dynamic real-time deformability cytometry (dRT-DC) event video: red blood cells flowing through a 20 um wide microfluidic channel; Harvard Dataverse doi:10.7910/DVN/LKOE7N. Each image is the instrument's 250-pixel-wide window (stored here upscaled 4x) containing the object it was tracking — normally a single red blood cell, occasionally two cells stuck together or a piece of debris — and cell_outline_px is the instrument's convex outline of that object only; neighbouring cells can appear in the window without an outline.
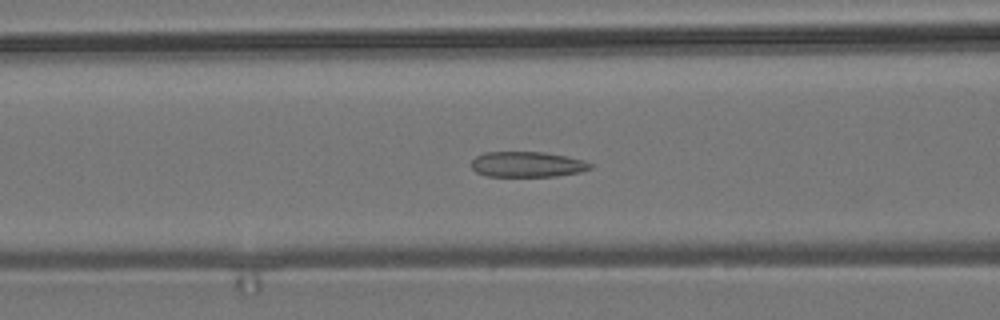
{"species": "common noctule bat (a hibernating species)", "species_latin": "Nyctalus noctula", "temperature_condition": "room temperature", "stored_images_in_passage": 46, "camera_frame_rate_fps": 3000, "um_per_image_px": 0.085, "animal": {"sex": "male", "body_mass_g": 19.2, "forearm_length_mm": 51.8}, "frame": {"image": 1, "passage_image": 19, "time_ms": 6.0, "image_size_px": [1000, 320], "cell_outline_px": [[592, 168], [580, 172], [556, 176], [488, 176], [476, 172], [472, 168], [472, 160], [476, 156], [484, 152], [544, 152], [568, 156], [584, 160], [592, 164]], "centroid_in_image_um": [44.83, 13.96], "position_along_channel_um": 121.8, "area_um2": 17.69}}
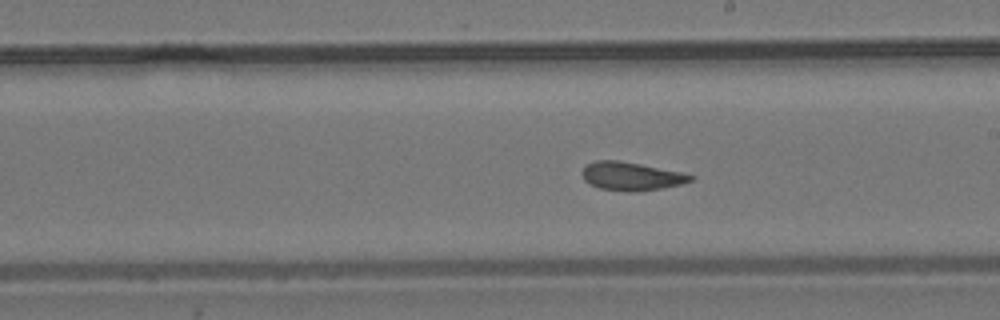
{"frame": {"image": 2, "passage_image": 28, "time_ms": 9.0, "image_size_px": [1000, 320], "cell_outline_px": [[696, 176], [692, 180], [680, 184], [660, 188], [636, 192], [628, 192], [600, 188], [588, 184], [584, 180], [580, 172], [584, 164], [596, 160], [616, 160], [640, 164], [684, 172]], "centroid_in_image_um": [53.61, 14.97], "position_along_channel_um": 235.4, "area_um2": 18.15}}
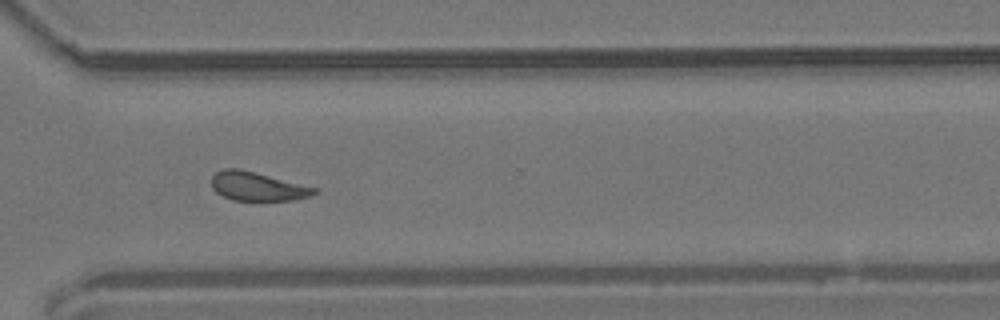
{"frame": {"image": 3, "passage_image": 37, "time_ms": 12.0, "image_size_px": [1000, 320], "cell_outline_px": [[320, 192], [312, 196], [292, 200], [232, 200], [216, 192], [212, 188], [212, 176], [216, 172], [224, 168], [240, 168], [320, 188]], "centroid_in_image_um": [21.95, 15.83], "position_along_channel_um": 348.7, "area_um2": 17.51}, "authors_computed_cell_mechanics": {"area_um2": 18.9584, "velocity_mm_per_s": 3.7824, "shape_relaxation_time_tau1_ms": 8.1163, "shape_relaxation_time_tau2_ms": 2.3294, "deformation_change_tau1": 0.1454, "deformation_change_tau2": 0.0879}}